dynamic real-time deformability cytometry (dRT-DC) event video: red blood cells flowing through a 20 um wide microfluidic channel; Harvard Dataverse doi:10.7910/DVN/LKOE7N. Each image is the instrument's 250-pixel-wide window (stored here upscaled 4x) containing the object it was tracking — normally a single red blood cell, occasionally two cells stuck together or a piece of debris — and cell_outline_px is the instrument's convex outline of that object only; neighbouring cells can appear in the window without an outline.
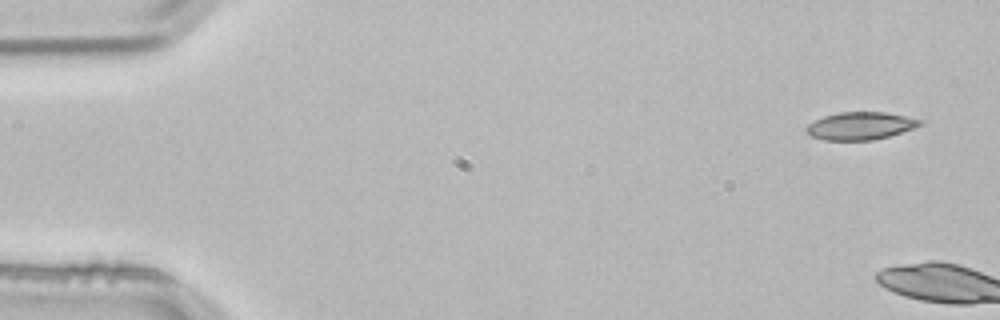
{"species": "common noctule bat (a hibernating species)", "species_latin": "Nyctalus noctula", "temperature_condition": "room temperature", "stored_images_in_passage": 4, "camera_frame_rate_fps": 3000, "um_per_image_px": 0.085, "animal": {"sex": "male", "body_mass_g": 21.5, "forearm_length_mm": 52.0}, "frame": {"image": 1, "passage_image": 1, "time_ms": 0.0, "image_size_px": [1000, 320], "cell_outline_px": [[924, 124], [916, 128], [888, 136], [872, 140], [824, 140], [812, 136], [804, 128], [808, 124], [824, 116], [840, 112], [884, 112], [924, 120]], "centroid_in_image_um": [73.17, 10.7], "position_along_channel_um": 11.8, "area_um2": 18.26}}